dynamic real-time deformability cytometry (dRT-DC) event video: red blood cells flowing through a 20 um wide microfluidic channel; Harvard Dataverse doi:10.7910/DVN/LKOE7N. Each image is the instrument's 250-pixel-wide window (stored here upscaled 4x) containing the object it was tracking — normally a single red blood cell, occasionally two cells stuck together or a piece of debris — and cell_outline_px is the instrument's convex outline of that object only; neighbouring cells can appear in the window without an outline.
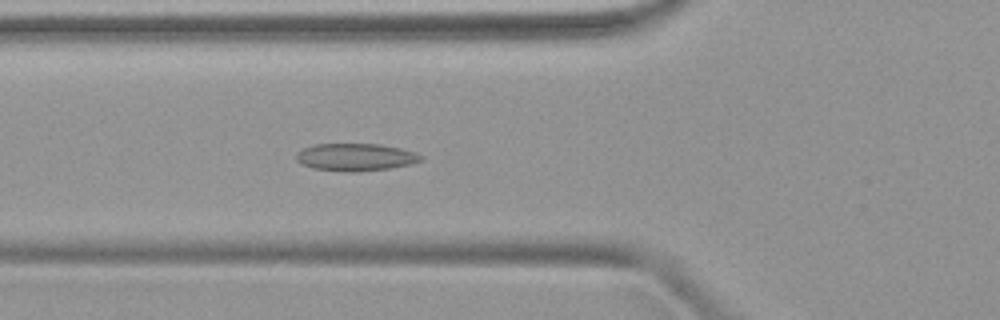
{"species": "common noctule bat (a hibernating species)", "species_latin": "Nyctalus noctula", "temperature_condition": "warm", "stored_images_in_passage": 47, "camera_frame_rate_fps": 3000, "um_per_image_px": 0.085, "animal": {"sex": "female", "body_mass_g": 19.9}, "frame": {"image": 1, "passage_image": 17, "time_ms": 5.333, "image_size_px": [1000, 320], "cell_outline_px": [[424, 160], [412, 164], [388, 168], [356, 172], [348, 172], [312, 168], [296, 160], [296, 152], [312, 144], [380, 144], [400, 148], [416, 152], [424, 156]], "centroid_in_image_um": [30.26, 13.35], "position_along_channel_um": 95.5, "area_um2": 20.06}}
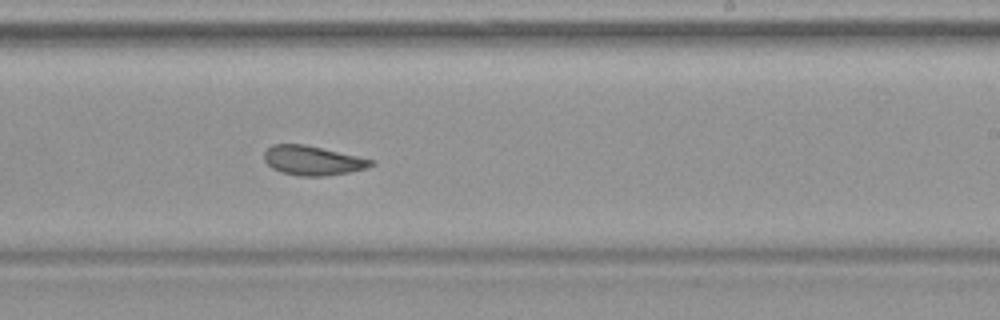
{"frame": {"image": 2, "passage_image": 29, "time_ms": 9.333, "image_size_px": [1000, 320], "cell_outline_px": [[376, 164], [368, 168], [348, 172], [324, 176], [300, 176], [284, 172], [272, 168], [264, 160], [264, 152], [272, 144], [304, 144], [376, 160]], "centroid_in_image_um": [26.61, 13.64], "position_along_channel_um": 262.4, "area_um2": 18.26}}
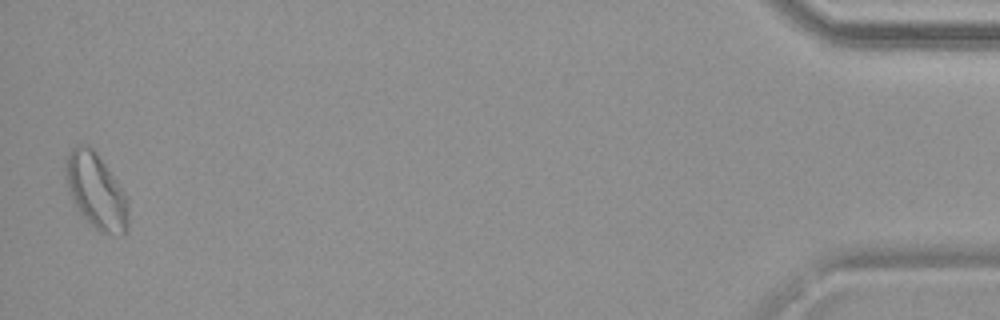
{"frame": {"image": 3, "passage_image": 47, "time_ms": 15.333, "image_size_px": [1000, 320], "cell_outline_px": [[128, 228], [124, 236], [120, 236], [100, 232], [80, 212], [68, 192], [64, 176], [64, 156], [72, 148], [80, 144], [84, 144], [92, 148], [96, 152], [116, 180], [124, 192], [128, 200]], "centroid_in_image_um": [8.15, 16.23], "position_along_channel_um": 427.1, "area_um2": 27.69}}